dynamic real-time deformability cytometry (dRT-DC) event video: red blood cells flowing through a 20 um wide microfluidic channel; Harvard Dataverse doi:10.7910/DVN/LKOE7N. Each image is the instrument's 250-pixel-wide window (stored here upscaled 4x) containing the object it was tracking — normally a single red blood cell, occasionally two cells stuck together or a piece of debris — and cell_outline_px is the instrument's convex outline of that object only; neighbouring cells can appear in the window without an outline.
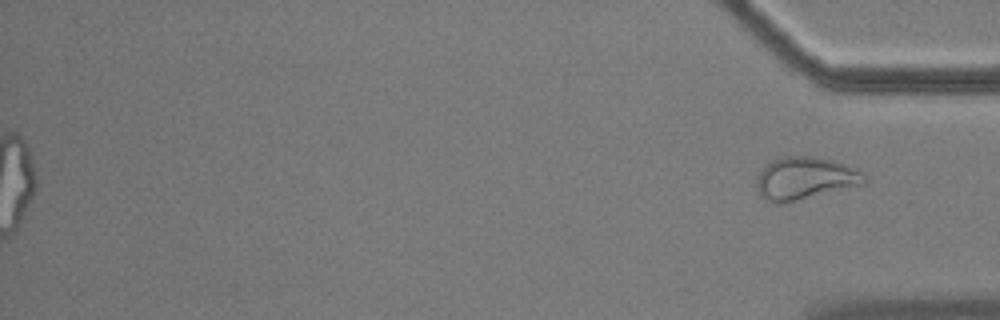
{"species": "common noctule bat (a hibernating species)", "species_latin": "Nyctalus noctula", "temperature_condition": "cold", "stored_images_in_passage": 58, "segment_of_instrument_passage": [2, 2], "camera_frame_rate_fps": 3000, "um_per_image_px": 0.085, "animal": {"sex": "male", "body_mass_g": 17.9}, "frame": {"image": 1, "passage_image": 58, "time_ms": 19.0, "image_size_px": [1000, 320], "cell_outline_px": [[868, 180], [864, 184], [776, 204], [764, 200], [760, 196], [756, 184], [756, 180], [764, 164], [772, 160], [784, 156], [812, 156], [832, 160], [856, 168]], "centroid_in_image_um": [68.38, 15.14], "position_along_channel_um": 366.8, "area_um2": 26.41}}